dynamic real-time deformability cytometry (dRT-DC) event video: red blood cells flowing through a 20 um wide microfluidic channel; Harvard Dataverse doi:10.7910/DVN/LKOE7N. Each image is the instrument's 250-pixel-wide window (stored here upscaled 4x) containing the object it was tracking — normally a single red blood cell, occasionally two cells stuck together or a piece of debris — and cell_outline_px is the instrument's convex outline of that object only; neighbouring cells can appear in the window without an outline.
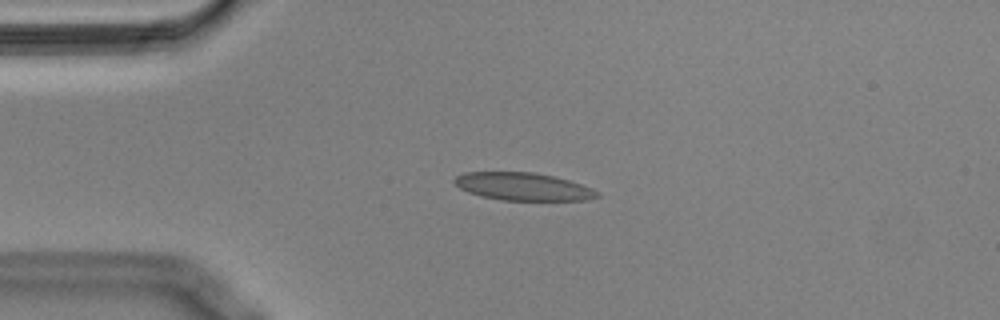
{"species": "Egyptian fruit bat (a non-hibernating species)", "species_latin": "Rousettus aegyptiacus", "temperature_condition": "cold", "stored_images_in_passage": 48, "camera_frame_rate_fps": 3000, "um_per_image_px": 0.085, "animal": {"sex": "male"}, "frame": {"image": 1, "passage_image": 11, "time_ms": 3.333, "image_size_px": [1000, 320], "cell_outline_px": [[600, 196], [588, 200], [500, 200], [468, 192], [460, 188], [452, 180], [456, 176], [464, 172], [532, 172], [556, 176], [592, 188], [600, 192]], "centroid_in_image_um": [44.48, 15.85], "position_along_channel_um": 40.5, "area_um2": 23.06}}
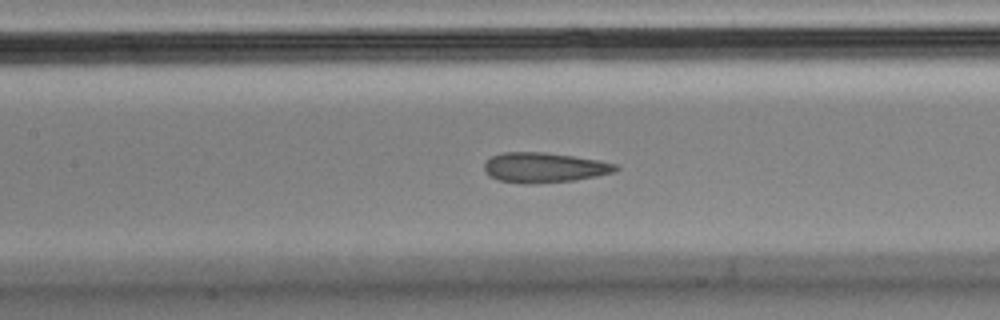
{"frame": {"image": 2, "passage_image": 23, "time_ms": 7.333, "image_size_px": [1000, 320], "cell_outline_px": [[620, 168], [616, 172], [576, 180], [528, 184], [524, 184], [496, 180], [488, 176], [484, 168], [484, 164], [492, 156], [504, 152], [544, 152], [572, 156], [596, 160], [616, 164]], "centroid_in_image_um": [46.24, 14.25], "position_along_channel_um": 161.2, "area_um2": 23.0}}
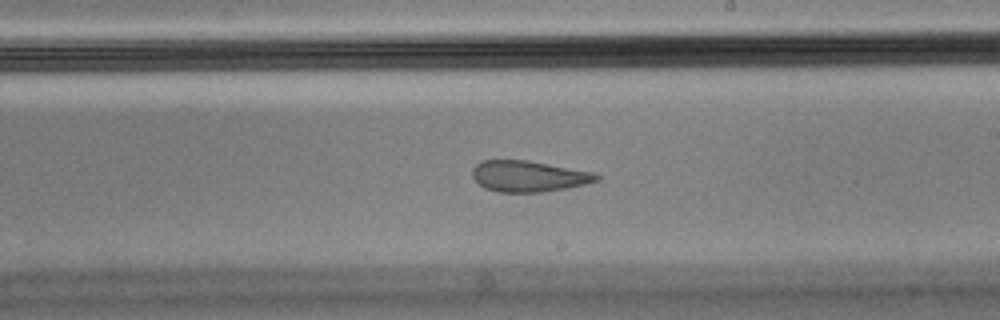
{"frame": {"image": 3, "passage_image": 30, "time_ms": 9.667, "image_size_px": [1000, 320], "cell_outline_px": [[600, 180], [568, 188], [544, 192], [496, 192], [484, 188], [472, 176], [472, 168], [476, 164], [484, 160], [528, 160], [596, 172], [600, 176]], "centroid_in_image_um": [44.96, 14.98], "position_along_channel_um": 244.0, "area_um2": 22.72}, "authors_computed_cell_mechanics": {"area_um2": 23.4957, "velocity_mm_per_s": 3.5681, "shape_relaxation_time_tau1_ms": null, "shape_relaxation_time_tau2_ms": 1.962, "deformation_change_tau1": null, "deformation_change_tau2": 0.0823}}